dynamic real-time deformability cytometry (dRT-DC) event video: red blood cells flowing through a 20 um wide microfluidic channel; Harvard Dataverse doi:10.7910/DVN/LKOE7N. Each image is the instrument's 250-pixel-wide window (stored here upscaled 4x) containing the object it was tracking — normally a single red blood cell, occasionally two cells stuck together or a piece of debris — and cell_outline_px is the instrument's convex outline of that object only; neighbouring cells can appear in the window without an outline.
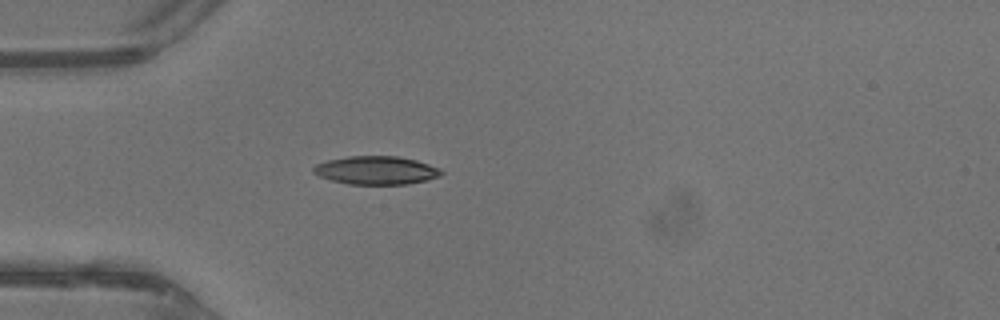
{"species": "common noctule bat (a hibernating species)", "species_latin": "Nyctalus noctula", "temperature_condition": "warm", "stored_images_in_passage": 31, "camera_frame_rate_fps": 3000, "um_per_image_px": 0.085, "animal": {"sex": "male", "body_mass_g": 13.3}, "frame": {"image": 1, "passage_image": 1, "time_ms": 0.0, "image_size_px": [1000, 320], "cell_outline_px": [[444, 172], [440, 176], [428, 180], [408, 184], [348, 184], [332, 180], [320, 176], [312, 172], [312, 168], [316, 164], [328, 160], [348, 156], [396, 156], [416, 160], [440, 168]], "centroid_in_image_um": [31.99, 14.47], "position_along_channel_um": 53.0, "area_um2": 21.1}}
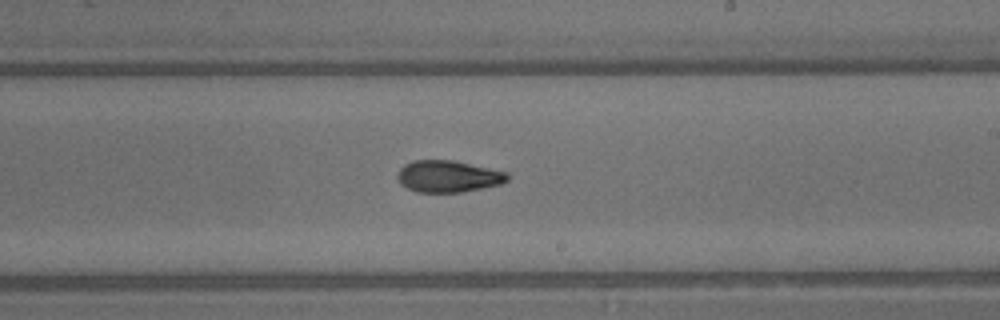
{"frame": {"image": 2, "passage_image": 14, "time_ms": 4.333, "image_size_px": [1000, 320], "cell_outline_px": [[508, 180], [500, 184], [460, 192], [416, 192], [400, 184], [396, 176], [400, 168], [404, 164], [412, 160], [452, 160], [508, 172]], "centroid_in_image_um": [38.05, 14.98], "position_along_channel_um": 250.9, "area_um2": 20.29}}
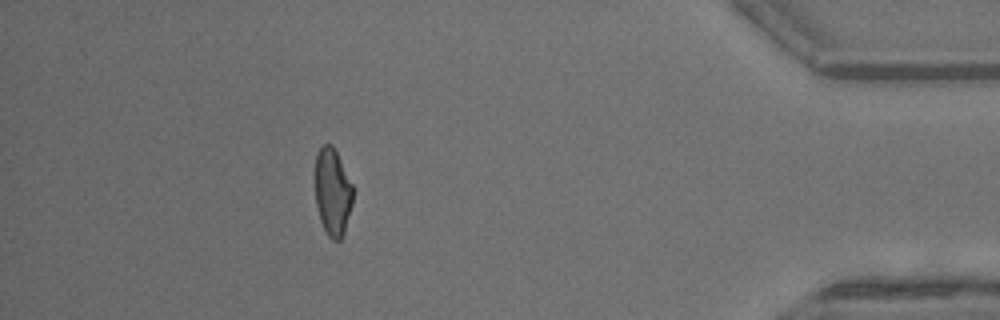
{"frame": {"image": 3, "passage_image": 27, "time_ms": 8.667, "image_size_px": [1000, 320], "cell_outline_px": [[352, 204], [344, 232], [340, 240], [332, 240], [328, 236], [320, 220], [316, 204], [312, 176], [316, 156], [320, 148], [324, 144], [332, 144], [352, 184]], "centroid_in_image_um": [28.21, 16.3], "position_along_channel_um": 407.0, "area_um2": 19.54}, "authors_computed_cell_mechanics": {"area_um2": 20.6346, "velocity_mm_per_s": 4.7941, "shape_relaxation_time_tau1_ms": 9.6762, "shape_relaxation_time_tau2_ms": 3.1769, "deformation_change_tau1": 0.2839, "deformation_change_tau2": 0.1149}}